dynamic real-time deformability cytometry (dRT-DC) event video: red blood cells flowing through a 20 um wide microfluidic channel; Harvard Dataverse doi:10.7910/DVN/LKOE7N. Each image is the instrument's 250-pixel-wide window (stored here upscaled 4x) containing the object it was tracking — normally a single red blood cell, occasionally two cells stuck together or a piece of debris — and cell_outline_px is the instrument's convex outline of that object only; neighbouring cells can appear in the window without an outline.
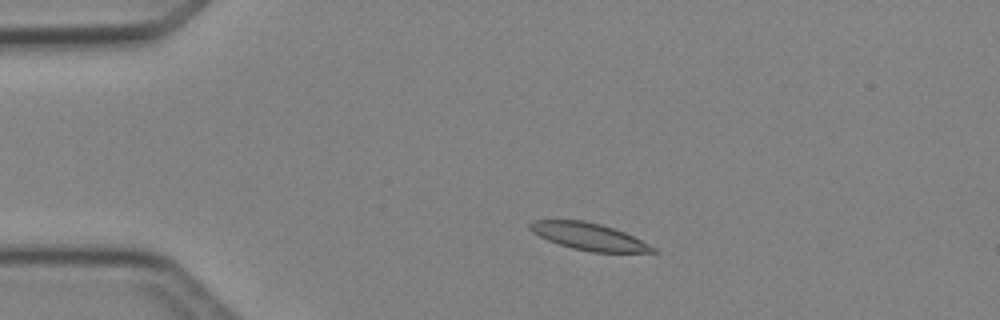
{"species": "Egyptian fruit bat (a non-hibernating species)", "species_latin": "Rousettus aegyptiacus", "temperature_condition": "cold", "stored_images_in_passage": 4, "camera_frame_rate_fps": 3000, "um_per_image_px": 0.085, "animal": {"sex": "female"}, "frame": {"image": 1, "passage_image": 3, "time_ms": 2.0, "image_size_px": [1000, 320], "cell_outline_px": [[660, 252], [592, 252], [572, 248], [548, 240], [532, 232], [528, 228], [528, 224], [532, 220], [584, 220], [600, 224], [624, 232], [656, 248]], "centroid_in_image_um": [50.02, 20.1], "position_along_channel_um": 35.0, "area_um2": 19.19}}